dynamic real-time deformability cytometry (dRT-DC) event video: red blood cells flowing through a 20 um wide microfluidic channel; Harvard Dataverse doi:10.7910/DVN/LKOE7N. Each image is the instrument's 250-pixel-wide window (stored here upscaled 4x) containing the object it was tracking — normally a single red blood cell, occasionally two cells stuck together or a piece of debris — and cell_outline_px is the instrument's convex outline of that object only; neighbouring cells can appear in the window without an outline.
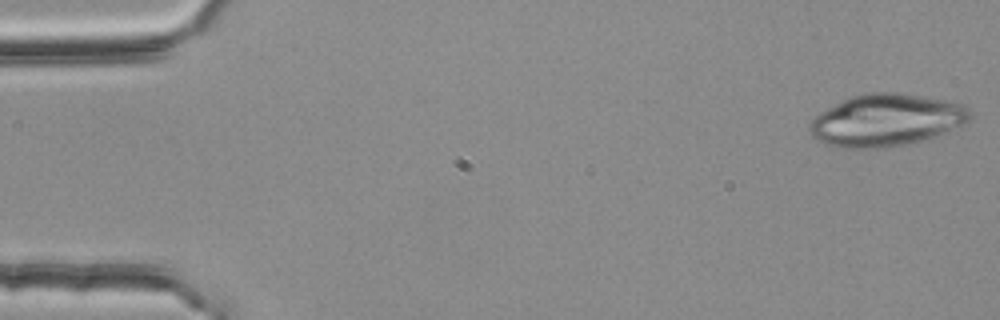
{"species": "common noctule bat (a hibernating species)", "species_latin": "Nyctalus noctula", "temperature_condition": "room temperature", "stored_images_in_passage": 53, "camera_frame_rate_fps": 3000, "um_per_image_px": 0.085, "animal": {"sex": "female", "body_mass_g": 25.1}, "frame": {"image": 1, "passage_image": 1, "time_ms": 0.0, "image_size_px": [1000, 320], "cell_outline_px": [[972, 116], [968, 120], [960, 124], [932, 136], [920, 140], [904, 144], [876, 148], [840, 148], [828, 144], [812, 136], [808, 128], [808, 124], [820, 112], [852, 96], [864, 92], [896, 92], [924, 96], [948, 100], [960, 104], [968, 108], [972, 112]], "centroid_in_image_um": [75.29, 10.19], "position_along_channel_um": 9.7, "area_um2": 47.97}}
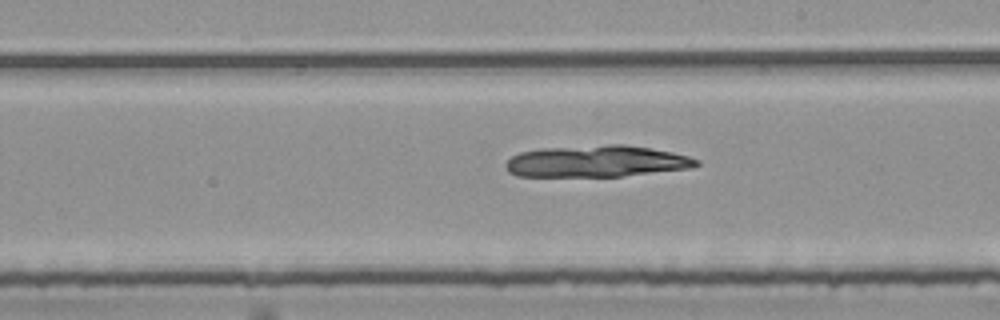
{"frame": {"image": 2, "passage_image": 30, "time_ms": 9.667, "image_size_px": [1000, 320], "cell_outline_px": [[700, 164], [688, 168], [620, 176], [516, 176], [508, 172], [504, 164], [512, 156], [520, 152], [540, 148], [608, 144], [624, 144], [672, 152], [688, 156], [700, 160]], "centroid_in_image_um": [50.66, 13.7], "position_along_channel_um": 238.3, "area_um2": 35.03}}
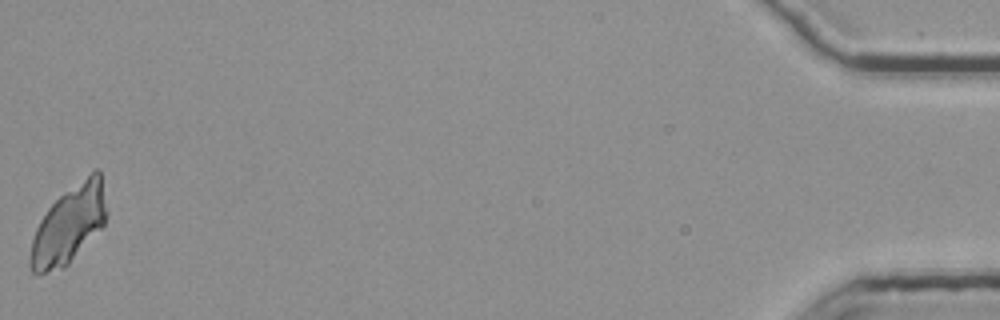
{"frame": {"image": 3, "passage_image": 53, "time_ms": 17.333, "image_size_px": [1000, 320], "cell_outline_px": [[108, 216], [104, 224], [68, 264], [64, 268], [36, 276], [32, 272], [32, 240], [36, 228], [40, 220], [48, 208], [64, 192], [96, 168], [100, 168], [108, 212]], "centroid_in_image_um": [5.9, 19.07], "position_along_channel_um": 429.3, "area_um2": 34.28}}